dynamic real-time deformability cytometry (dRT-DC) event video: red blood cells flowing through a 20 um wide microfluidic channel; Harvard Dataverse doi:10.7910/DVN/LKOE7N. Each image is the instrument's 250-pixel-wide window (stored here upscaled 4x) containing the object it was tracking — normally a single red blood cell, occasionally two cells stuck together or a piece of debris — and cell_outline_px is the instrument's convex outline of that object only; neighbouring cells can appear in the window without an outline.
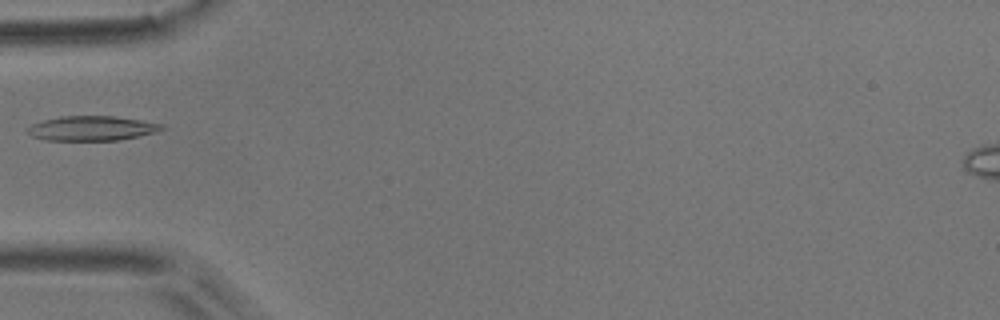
{"species": "common noctule bat (a hibernating species)", "species_latin": "Nyctalus noctula", "temperature_condition": "room temperature", "stored_images_in_passage": 1, "camera_frame_rate_fps": 3000, "um_per_image_px": 0.085, "animal": {"sex": "male", "body_mass_g": 17.9}, "frame": {"image": 1, "passage_image": 1, "time_ms": 0.0, "image_size_px": [1000, 320], "cell_outline_px": [[164, 128], [156, 132], [120, 140], [44, 140], [32, 136], [28, 132], [28, 128], [32, 124], [44, 120], [60, 116], [116, 116], [164, 124]], "centroid_in_image_um": [7.82, 10.9], "position_along_channel_um": 77.2, "area_um2": 19.19}}